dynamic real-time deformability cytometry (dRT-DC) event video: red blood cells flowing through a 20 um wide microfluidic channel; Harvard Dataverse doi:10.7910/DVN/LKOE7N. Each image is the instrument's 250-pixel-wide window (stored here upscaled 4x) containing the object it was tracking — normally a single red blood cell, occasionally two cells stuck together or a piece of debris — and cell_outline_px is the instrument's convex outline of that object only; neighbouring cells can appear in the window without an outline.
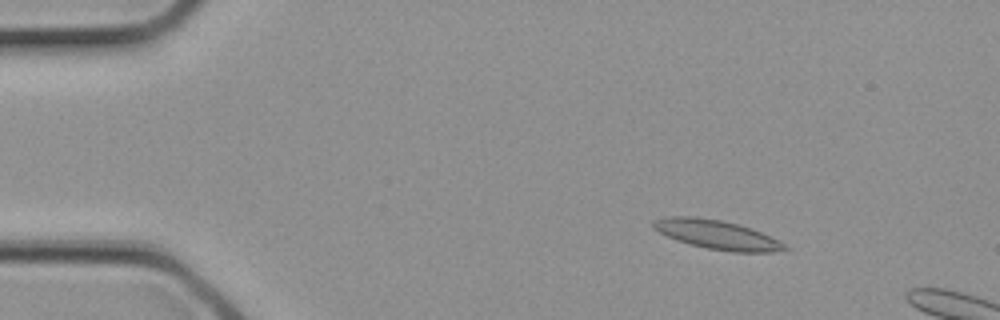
{"species": "common noctule bat (a hibernating species)", "species_latin": "Nyctalus noctula", "temperature_condition": "cold", "stored_images_in_passage": 3, "camera_frame_rate_fps": 3000, "um_per_image_px": 0.085, "animal": {"sex": "female", "body_mass_g": 21.9}, "frame": {"image": 1, "passage_image": 2, "time_ms": 0.333, "image_size_px": [1000, 320], "cell_outline_px": [[788, 248], [772, 252], [732, 252], [708, 248], [676, 240], [652, 228], [652, 220], [668, 216], [696, 216], [720, 220], [752, 228], [780, 240]], "centroid_in_image_um": [60.92, 19.93], "position_along_channel_um": 24.1, "area_um2": 22.14}}